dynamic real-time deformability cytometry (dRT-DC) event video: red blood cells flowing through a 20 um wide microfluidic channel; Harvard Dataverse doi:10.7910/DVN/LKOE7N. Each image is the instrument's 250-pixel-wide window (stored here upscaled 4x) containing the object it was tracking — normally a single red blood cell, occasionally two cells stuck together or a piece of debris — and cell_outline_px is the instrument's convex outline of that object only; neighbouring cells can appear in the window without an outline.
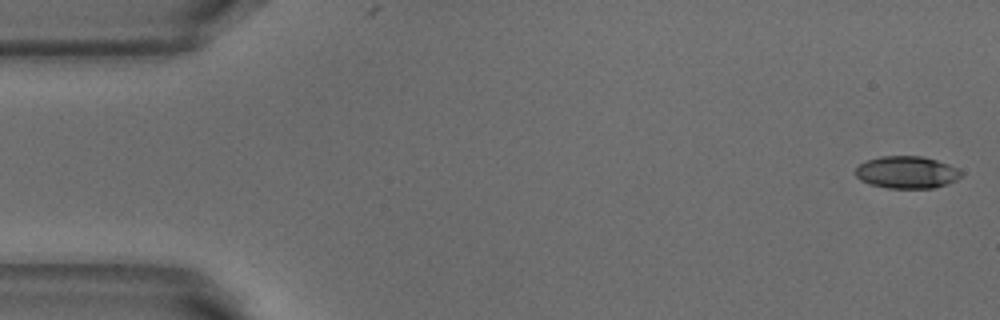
{"species": "common noctule bat (a hibernating species)", "species_latin": "Nyctalus noctula", "temperature_condition": "warm", "stored_images_in_passage": 42, "camera_frame_rate_fps": 3000, "um_per_image_px": 0.085, "animal": {"sex": "male", "body_mass_g": 18.8}, "frame": {"image": 1, "passage_image": 1, "time_ms": 0.0, "image_size_px": [1000, 320], "cell_outline_px": [[964, 172], [956, 180], [948, 184], [932, 188], [888, 188], [872, 184], [860, 180], [856, 176], [856, 168], [860, 164], [868, 160], [880, 156], [920, 156], [936, 160], [948, 164]], "centroid_in_image_um": [77.09, 14.65], "position_along_channel_um": 7.9, "area_um2": 19.71}}
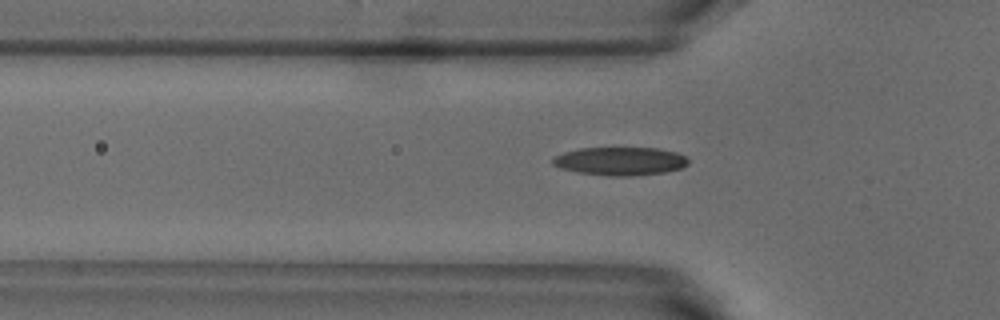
{"frame": {"image": 2, "passage_image": 16, "time_ms": 5.0, "image_size_px": [1000, 320], "cell_outline_px": [[688, 164], [680, 168], [664, 172], [632, 176], [608, 176], [576, 172], [560, 168], [552, 164], [552, 156], [564, 152], [580, 148], [656, 148], [676, 152], [684, 156], [688, 160]], "centroid_in_image_um": [52.66, 13.7], "position_along_channel_um": 73.1, "area_um2": 22.37}}
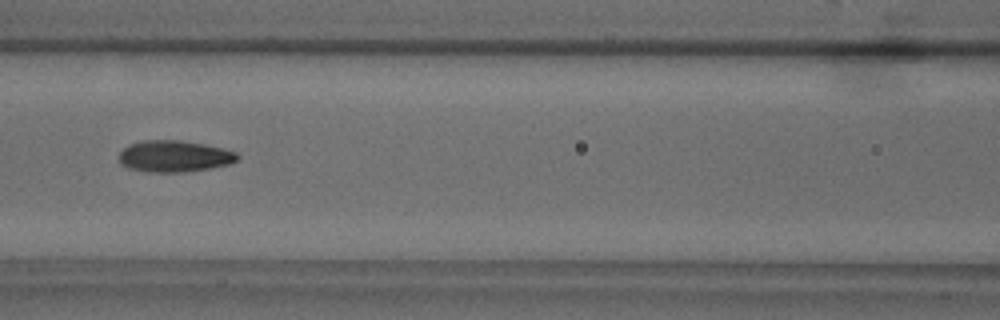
{"frame": {"image": 3, "passage_image": 22, "time_ms": 7.0, "image_size_px": [1000, 320], "cell_outline_px": [[240, 156], [232, 164], [212, 168], [184, 172], [148, 172], [128, 168], [120, 164], [120, 152], [128, 144], [140, 140], [180, 140], [204, 144], [224, 148], [236, 152]], "centroid_in_image_um": [14.83, 13.28], "position_along_channel_um": 151.8, "area_um2": 22.02}}